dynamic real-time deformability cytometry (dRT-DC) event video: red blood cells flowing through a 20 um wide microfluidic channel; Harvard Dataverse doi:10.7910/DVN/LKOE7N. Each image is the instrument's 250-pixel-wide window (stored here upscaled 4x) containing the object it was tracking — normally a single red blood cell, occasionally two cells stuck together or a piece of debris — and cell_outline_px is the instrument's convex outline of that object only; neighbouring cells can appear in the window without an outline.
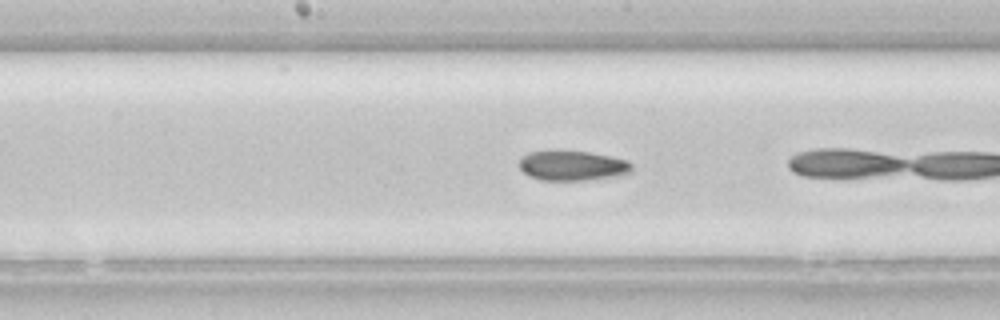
{"species": "common noctule bat (a hibernating species)", "species_latin": "Nyctalus noctula", "temperature_condition": "room temperature", "stored_images_in_passage": 19, "camera_frame_rate_fps": 3000, "um_per_image_px": 0.085, "animal": {"sex": "female", "body_mass_g": 22.7, "forearm_length_mm": 54.2}, "frame": {"image": 1, "passage_image": 14, "time_ms": 4.333, "image_size_px": [1000, 320], "cell_outline_px": [[632, 172], [616, 176], [588, 180], [540, 180], [528, 176], [520, 168], [520, 156], [528, 152], [552, 148], [556, 148], [588, 152], [628, 160], [632, 164]], "centroid_in_image_um": [48.6, 14.04], "position_along_channel_um": 199.6, "area_um2": 20.29}}